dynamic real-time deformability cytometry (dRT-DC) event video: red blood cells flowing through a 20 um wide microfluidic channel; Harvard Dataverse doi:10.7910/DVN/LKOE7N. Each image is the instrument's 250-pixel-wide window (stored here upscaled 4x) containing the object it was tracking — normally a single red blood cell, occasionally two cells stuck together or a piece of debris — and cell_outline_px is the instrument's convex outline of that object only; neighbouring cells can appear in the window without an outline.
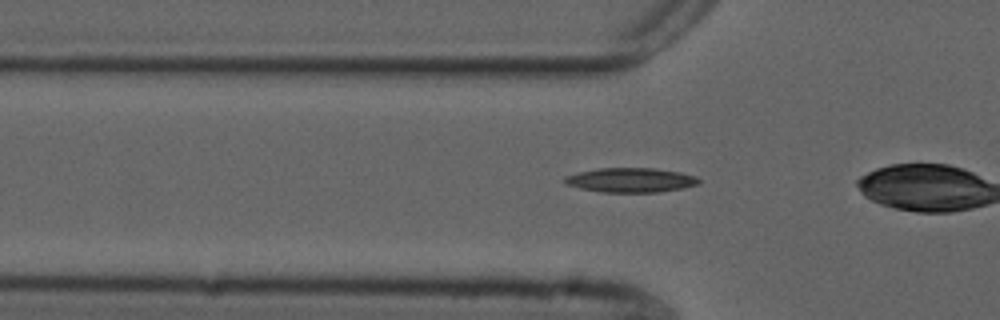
{"species": "common noctule bat (a hibernating species)", "species_latin": "Nyctalus noctula", "temperature_condition": "cold", "stored_images_in_passage": 23, "camera_frame_rate_fps": 3000, "um_per_image_px": 0.085, "animal": {"sex": "male", "forearm_length_mm": 52.5}, "frame": {"image": 1, "passage_image": 3, "time_ms": 0.667, "image_size_px": [1000, 320], "cell_outline_px": [[700, 184], [684, 188], [660, 192], [600, 192], [580, 188], [564, 184], [564, 176], [580, 172], [600, 168], [656, 168], [680, 172], [696, 176], [700, 180]], "centroid_in_image_um": [53.63, 15.31], "position_along_channel_um": 72.2, "area_um2": 19.25}}
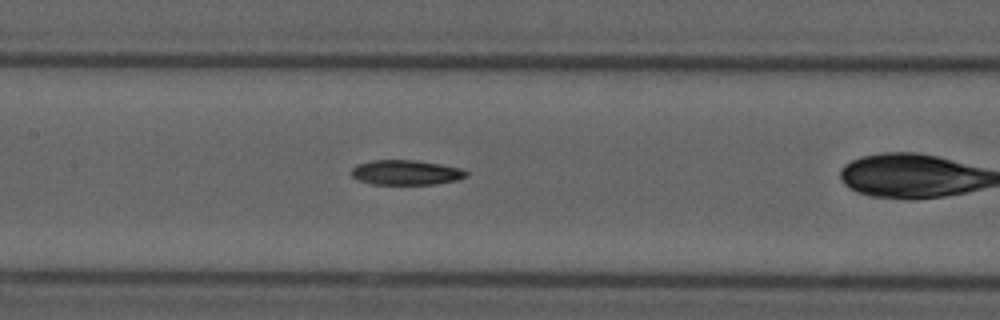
{"frame": {"image": 2, "passage_image": 11, "time_ms": 3.333, "image_size_px": [1000, 320], "cell_outline_px": [[468, 176], [456, 180], [436, 184], [372, 184], [356, 180], [352, 176], [352, 168], [356, 164], [372, 160], [416, 160], [440, 164], [460, 168], [468, 172]], "centroid_in_image_um": [34.49, 14.66], "position_along_channel_um": 172.9, "area_um2": 16.7}}